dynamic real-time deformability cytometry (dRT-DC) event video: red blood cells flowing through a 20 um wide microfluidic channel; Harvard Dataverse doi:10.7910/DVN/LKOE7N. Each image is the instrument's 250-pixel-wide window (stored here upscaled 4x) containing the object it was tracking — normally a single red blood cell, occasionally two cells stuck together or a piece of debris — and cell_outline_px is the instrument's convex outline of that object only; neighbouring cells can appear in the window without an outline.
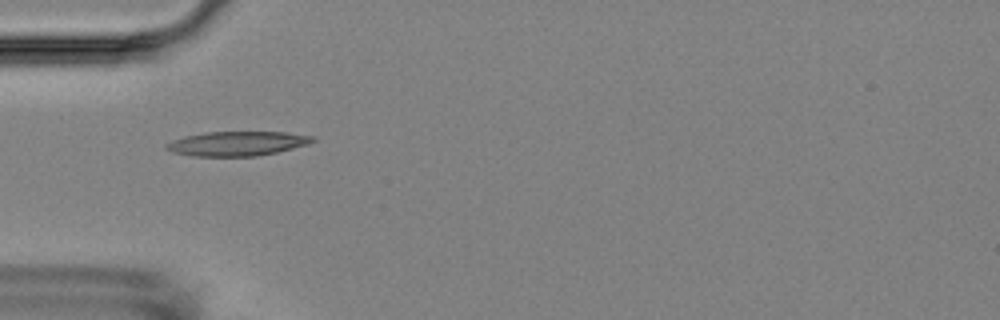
{"species": "Egyptian fruit bat (a non-hibernating species)", "species_latin": "Rousettus aegyptiacus", "temperature_condition": "room temperature", "stored_images_in_passage": 6, "camera_frame_rate_fps": 3000, "um_per_image_px": 0.085, "animal": {"sex": "female"}, "frame": {"image": 1, "passage_image": 5, "time_ms": 5.333, "image_size_px": [1000, 320], "cell_outline_px": [[316, 140], [308, 144], [276, 152], [256, 156], [192, 156], [172, 152], [164, 148], [164, 144], [172, 140], [184, 136], [204, 132], [284, 132], [316, 136]], "centroid_in_image_um": [20.13, 12.2], "position_along_channel_um": 64.9, "area_um2": 20.92}}